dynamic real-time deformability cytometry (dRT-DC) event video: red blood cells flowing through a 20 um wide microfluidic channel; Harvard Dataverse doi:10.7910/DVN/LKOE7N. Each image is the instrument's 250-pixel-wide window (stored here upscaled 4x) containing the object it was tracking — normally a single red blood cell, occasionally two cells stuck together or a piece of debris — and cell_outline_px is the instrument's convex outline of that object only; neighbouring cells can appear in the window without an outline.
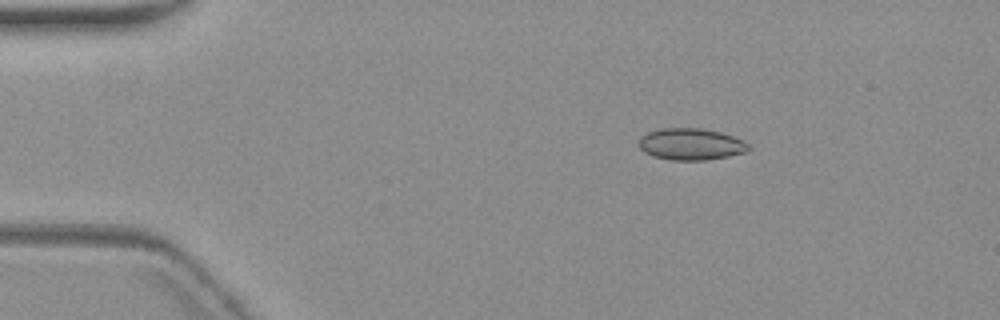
{"species": "common noctule bat (a hibernating species)", "species_latin": "Nyctalus noctula", "temperature_condition": "warm", "stored_images_in_passage": 4, "camera_frame_rate_fps": 3000, "um_per_image_px": 0.085, "animal": {"sex": "female", "body_mass_g": 19.3, "forearm_length_mm": 54.1}, "frame": {"image": 1, "passage_image": 2, "time_ms": 1.0, "image_size_px": [1000, 320], "cell_outline_px": [[748, 148], [744, 152], [728, 156], [704, 160], [672, 160], [652, 156], [644, 152], [640, 148], [640, 136], [648, 132], [660, 128], [704, 128], [720, 132], [732, 136], [748, 144]], "centroid_in_image_um": [58.67, 12.25], "position_along_channel_um": 26.3, "area_um2": 20.06}}